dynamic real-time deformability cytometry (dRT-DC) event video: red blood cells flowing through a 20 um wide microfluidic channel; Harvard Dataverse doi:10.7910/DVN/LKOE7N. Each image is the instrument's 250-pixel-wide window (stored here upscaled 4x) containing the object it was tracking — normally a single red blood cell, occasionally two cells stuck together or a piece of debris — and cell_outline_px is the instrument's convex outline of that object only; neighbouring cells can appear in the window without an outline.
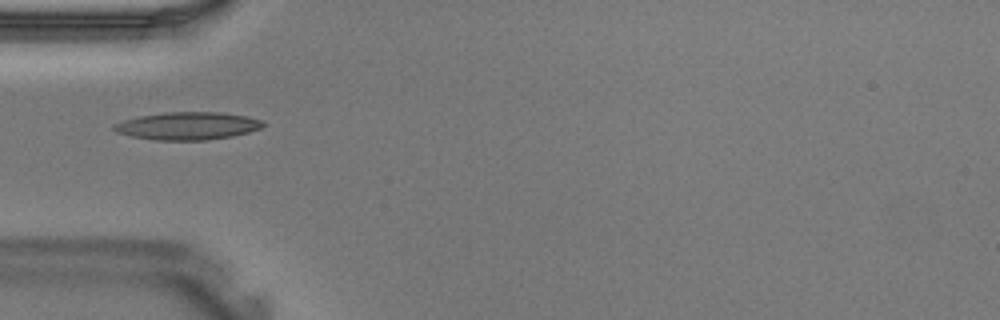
{"species": "Egyptian fruit bat (a non-hibernating species)", "species_latin": "Rousettus aegyptiacus", "temperature_condition": "warm", "stored_images_in_passage": 28, "camera_frame_rate_fps": 3000, "um_per_image_px": 0.085, "animal": {"sex": "male"}, "frame": {"image": 1, "passage_image": 1, "time_ms": 0.0, "image_size_px": [1000, 320], "cell_outline_px": [[268, 124], [260, 128], [248, 132], [232, 136], [208, 140], [156, 140], [132, 136], [116, 132], [112, 128], [112, 124], [124, 120], [140, 116], [168, 112], [220, 112], [248, 116], [264, 120]], "centroid_in_image_um": [15.99, 10.7], "position_along_channel_um": 69.0, "area_um2": 24.16}}